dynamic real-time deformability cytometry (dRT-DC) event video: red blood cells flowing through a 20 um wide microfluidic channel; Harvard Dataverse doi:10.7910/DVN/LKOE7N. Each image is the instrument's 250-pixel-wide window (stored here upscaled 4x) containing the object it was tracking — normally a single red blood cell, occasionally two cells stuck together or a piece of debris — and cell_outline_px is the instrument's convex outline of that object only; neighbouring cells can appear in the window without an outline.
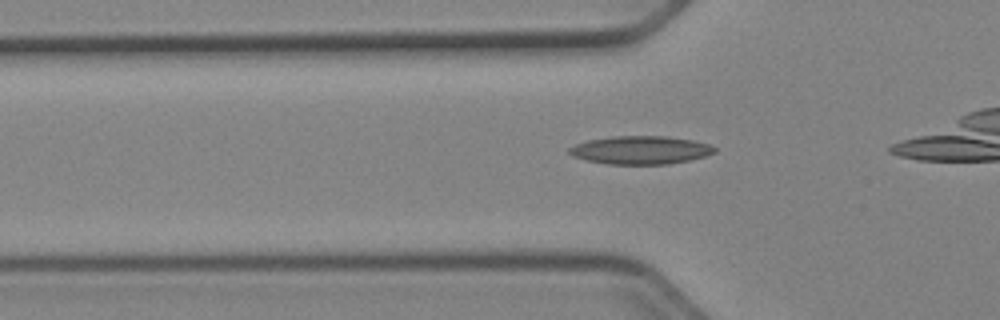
{"species": "Egyptian fruit bat (a non-hibernating species)", "species_latin": "Rousettus aegyptiacus", "temperature_condition": "cold", "stored_images_in_passage": 13, "camera_frame_rate_fps": 3000, "um_per_image_px": 0.085, "animal": {"sex": "female"}, "frame": {"image": 1, "passage_image": 4, "time_ms": 1.0, "image_size_px": [1000, 320], "cell_outline_px": [[716, 152], [704, 156], [688, 160], [668, 164], [608, 164], [588, 160], [572, 156], [568, 152], [568, 148], [576, 144], [588, 140], [612, 136], [668, 136], [692, 140], [708, 144], [716, 148]], "centroid_in_image_um": [54.43, 12.75], "position_along_channel_um": 71.4, "area_um2": 23.76}}
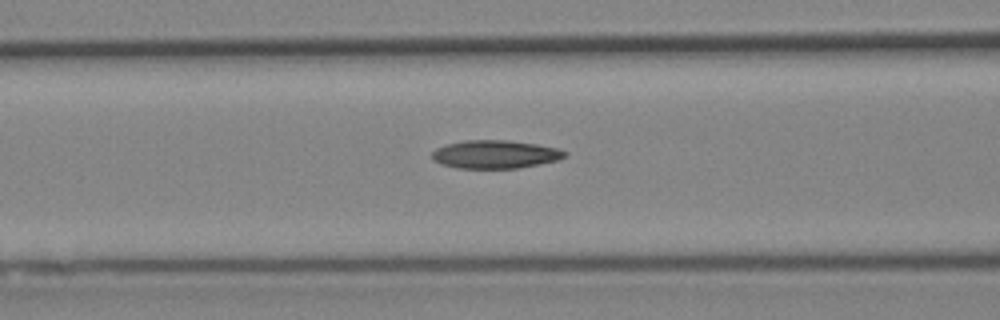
{"frame": {"image": 2, "passage_image": 8, "time_ms": 2.333, "image_size_px": [1000, 320], "cell_outline_px": [[568, 156], [560, 160], [516, 168], [456, 168], [440, 164], [432, 160], [432, 152], [436, 148], [448, 144], [464, 140], [504, 140], [536, 144], [556, 148], [568, 152]], "centroid_in_image_um": [42.09, 13.12], "position_along_channel_um": 124.5, "area_um2": 21.85}}
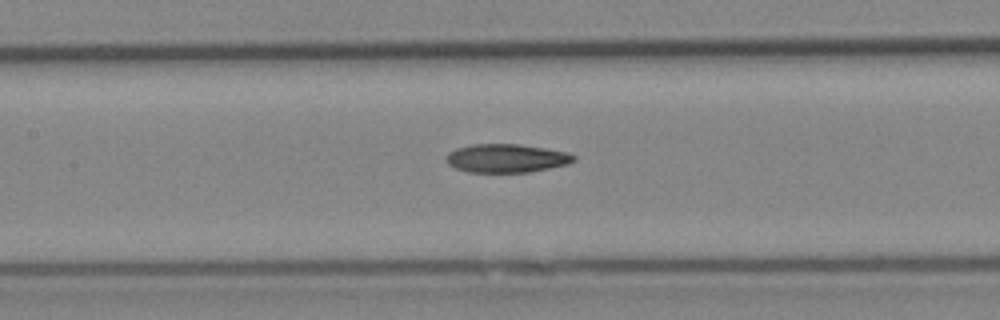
{"frame": {"image": 3, "passage_image": 11, "time_ms": 3.333, "image_size_px": [1000, 320], "cell_outline_px": [[576, 160], [568, 164], [528, 172], [468, 172], [456, 168], [448, 164], [448, 152], [456, 148], [472, 144], [520, 144], [568, 152], [576, 156]], "centroid_in_image_um": [43.07, 13.44], "position_along_channel_um": 164.3, "area_um2": 21.1}}